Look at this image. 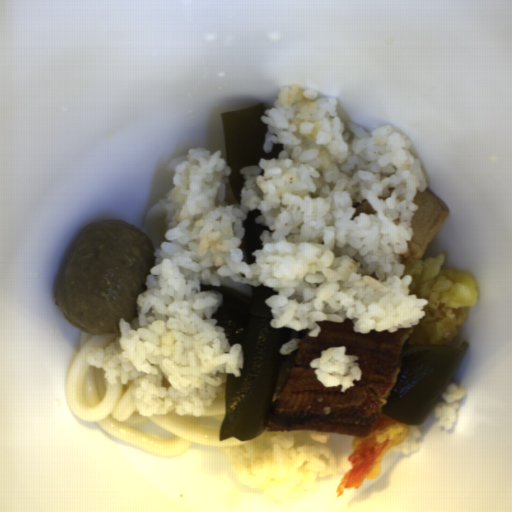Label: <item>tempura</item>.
Segmentation results:
<instances>
[{
	"instance_id": "d4f62c59",
	"label": "tempura",
	"mask_w": 512,
	"mask_h": 512,
	"mask_svg": "<svg viewBox=\"0 0 512 512\" xmlns=\"http://www.w3.org/2000/svg\"><path fill=\"white\" fill-rule=\"evenodd\" d=\"M410 426L380 414L368 436L354 435L351 441L353 454L347 458L351 469L342 477L337 487V497L344 494L346 489H360L365 480L377 479L381 475L386 452L410 435Z\"/></svg>"
},
{
	"instance_id": "8679c707",
	"label": "tempura",
	"mask_w": 512,
	"mask_h": 512,
	"mask_svg": "<svg viewBox=\"0 0 512 512\" xmlns=\"http://www.w3.org/2000/svg\"><path fill=\"white\" fill-rule=\"evenodd\" d=\"M446 253L414 261L404 269L411 275L408 295L427 300L424 316L410 329L405 346L450 344L460 336V329L477 304L479 288L467 272L446 268Z\"/></svg>"
}]
</instances>
